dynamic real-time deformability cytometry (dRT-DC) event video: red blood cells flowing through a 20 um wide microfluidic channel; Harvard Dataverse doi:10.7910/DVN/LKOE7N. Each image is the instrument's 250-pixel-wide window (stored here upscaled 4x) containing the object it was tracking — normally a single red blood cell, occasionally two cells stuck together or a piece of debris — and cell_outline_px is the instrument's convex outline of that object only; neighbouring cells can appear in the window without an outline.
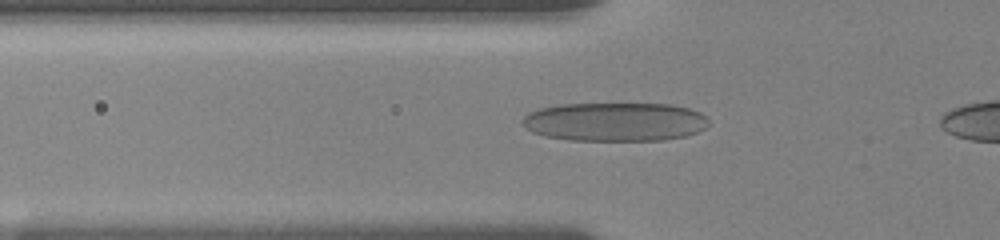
{"species": "human", "species_latin": "Homo sapiens", "temperature_condition": "room temperature", "stored_images_in_passage": 35, "camera_frame_rate_fps": 3000, "um_per_image_px": 0.085, "donor": {"sex": "female"}, "frame": {"image": 1, "passage_image": 6, "time_ms": 3.333, "image_size_px": [1000, 240], "cell_outline_px": [[708, 124], [704, 128], [688, 136], [664, 140], [572, 140], [544, 136], [532, 132], [520, 124], [520, 120], [528, 112], [540, 108], [560, 104], [672, 104], [688, 108], [700, 112], [708, 120]], "centroid_in_image_um": [52.24, 10.35], "position_along_channel_um": 73.6, "area_um2": 42.31}}
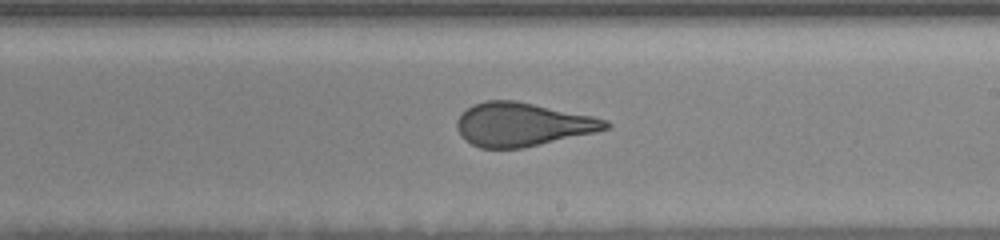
{"frame": {"image": 2, "passage_image": 21, "time_ms": 8.0, "image_size_px": [1000, 240], "cell_outline_px": [[612, 124], [608, 128], [596, 132], [524, 148], [480, 148], [464, 140], [460, 136], [456, 128], [456, 120], [472, 104], [484, 100], [516, 100], [592, 116], [608, 120]], "centroid_in_image_um": [44.39, 10.58], "position_along_channel_um": 244.6, "area_um2": 37.86}}
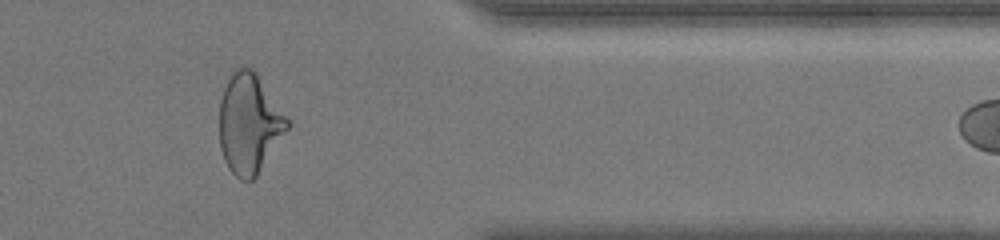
{"frame": {"image": 3, "passage_image": 33, "time_ms": 12.333, "image_size_px": [1000, 240], "cell_outline_px": [[288, 128], [256, 176], [252, 180], [240, 180], [228, 168], [224, 160], [220, 148], [220, 100], [224, 88], [232, 72], [236, 68], [244, 64], [252, 68], [288, 120]], "centroid_in_image_um": [21.14, 10.5], "position_along_channel_um": 390.3, "area_um2": 38.73}, "authors_computed_cell_mechanics": {"area_um2": 38.4948, "velocity_mm_per_s": 3.6513, "shape_relaxation_time_tau1_ms": 5.8237, "shape_relaxation_time_tau2_ms": 0.9003, "deformation_change_tau1": 0.2019, "deformation_change_tau2": 0.0923}}